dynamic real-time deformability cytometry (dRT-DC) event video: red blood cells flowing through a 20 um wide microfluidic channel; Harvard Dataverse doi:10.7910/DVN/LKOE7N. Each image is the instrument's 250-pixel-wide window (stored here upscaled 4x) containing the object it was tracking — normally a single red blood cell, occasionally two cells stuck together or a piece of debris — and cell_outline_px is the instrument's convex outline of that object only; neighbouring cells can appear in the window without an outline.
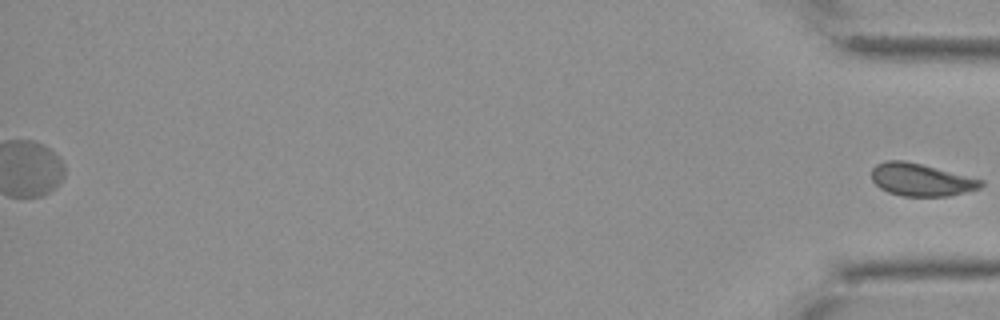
{"species": "Egyptian fruit bat (a non-hibernating species)", "species_latin": "Rousettus aegyptiacus", "temperature_condition": "cold", "stored_images_in_passage": 15, "segment_of_instrument_passage": [2, 2], "camera_frame_rate_fps": 3000, "um_per_image_px": 0.085, "animal": {"sex": "female"}, "frame": {"image": 1, "passage_image": 15, "time_ms": 4.667, "image_size_px": [1000, 320], "cell_outline_px": [[984, 184], [980, 188], [948, 196], [904, 196], [888, 192], [880, 188], [872, 180], [872, 168], [876, 164], [884, 160], [904, 160], [984, 180]], "centroid_in_image_um": [78.27, 15.27], "position_along_channel_um": 356.9, "area_um2": 20.58}}